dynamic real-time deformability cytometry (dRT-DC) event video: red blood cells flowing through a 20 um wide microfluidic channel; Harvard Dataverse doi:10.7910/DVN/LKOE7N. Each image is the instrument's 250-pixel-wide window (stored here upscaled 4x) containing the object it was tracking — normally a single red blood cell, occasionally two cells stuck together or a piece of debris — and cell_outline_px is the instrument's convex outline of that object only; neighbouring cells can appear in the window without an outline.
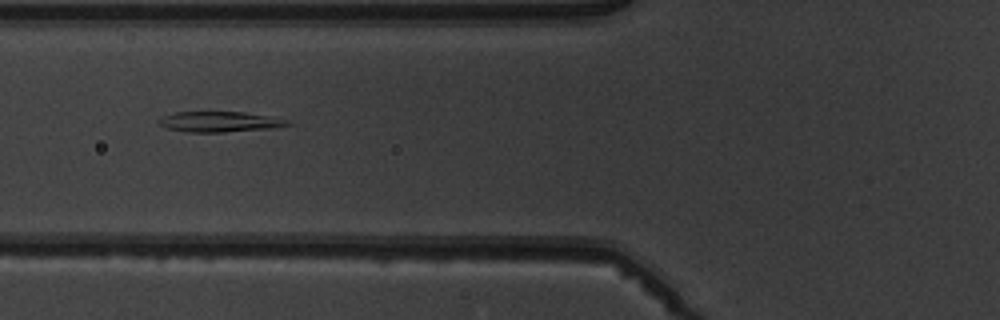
{"species": "common noctule bat (a hibernating species)", "species_latin": "Nyctalus noctula", "temperature_condition": "warm", "stored_images_in_passage": 9, "camera_frame_rate_fps": 3000, "um_per_image_px": 0.085, "animal": {"sex": "male", "body_mass_g": 19.5, "forearm_length_mm": 54.6}, "frame": {"image": 1, "passage_image": 6, "time_ms": 6.0, "image_size_px": [1000, 320], "cell_outline_px": [[292, 124], [276, 128], [224, 132], [188, 132], [168, 128], [160, 124], [160, 120], [164, 116], [172, 112], [244, 112], [288, 120]], "centroid_in_image_um": [18.71, 10.35], "position_along_channel_um": 107.1, "area_um2": 15.14}}
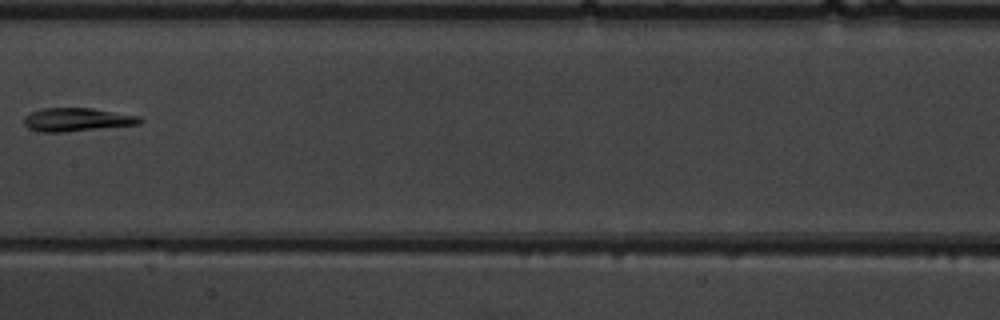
{"frame": {"image": 2, "passage_image": 8, "time_ms": 8.333, "image_size_px": [1000, 320], "cell_outline_px": [[144, 120], [140, 124], [64, 132], [40, 132], [28, 128], [24, 124], [24, 116], [40, 108], [92, 108], [140, 116]], "centroid_in_image_um": [6.54, 10.16], "position_along_channel_um": 200.9, "area_um2": 15.84}}
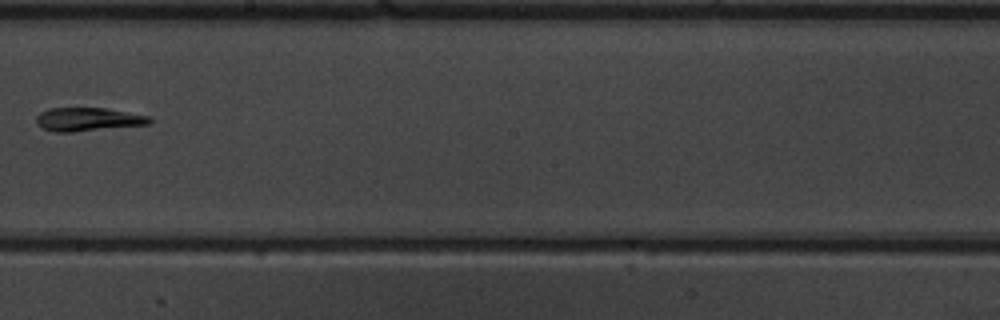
{"frame": {"image": 3, "passage_image": 9, "time_ms": 9.333, "image_size_px": [1000, 320], "cell_outline_px": [[152, 124], [72, 132], [52, 132], [36, 124], [36, 116], [40, 112], [48, 108], [104, 108], [148, 116], [152, 120]], "centroid_in_image_um": [7.45, 10.15], "position_along_channel_um": 240.8, "area_um2": 15.49}}